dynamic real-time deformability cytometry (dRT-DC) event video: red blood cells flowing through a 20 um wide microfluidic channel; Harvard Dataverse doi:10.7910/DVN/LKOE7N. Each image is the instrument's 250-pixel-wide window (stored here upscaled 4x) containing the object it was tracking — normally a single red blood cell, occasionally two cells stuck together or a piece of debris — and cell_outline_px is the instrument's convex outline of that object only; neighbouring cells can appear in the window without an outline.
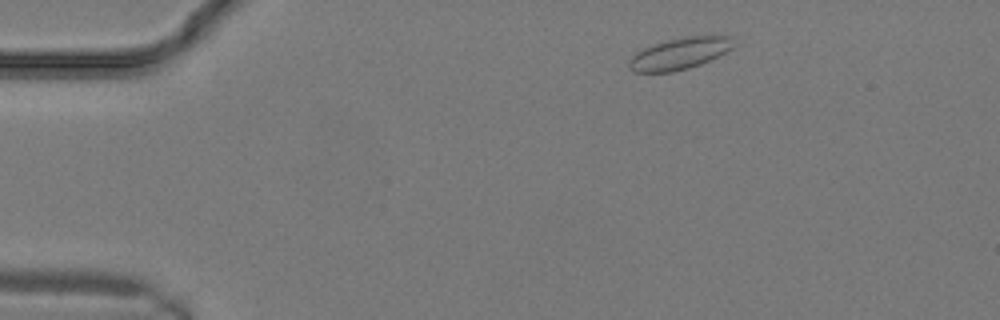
{"species": "common noctule bat (a hibernating species)", "species_latin": "Nyctalus noctula", "temperature_condition": "warm", "stored_images_in_passage": 9, "camera_frame_rate_fps": 3000, "um_per_image_px": 0.085, "animal": {"sex": "male", "body_mass_g": 19.2, "forearm_length_mm": 51.8}, "frame": {"image": 1, "passage_image": 2, "time_ms": 0.333, "image_size_px": [1000, 320], "cell_outline_px": [[736, 44], [732, 48], [700, 64], [688, 68], [672, 72], [636, 72], [628, 68], [628, 60], [636, 52], [652, 44], [668, 40], [688, 36], [732, 36]], "centroid_in_image_um": [57.74, 4.55], "position_along_channel_um": 27.3, "area_um2": 19.13}}
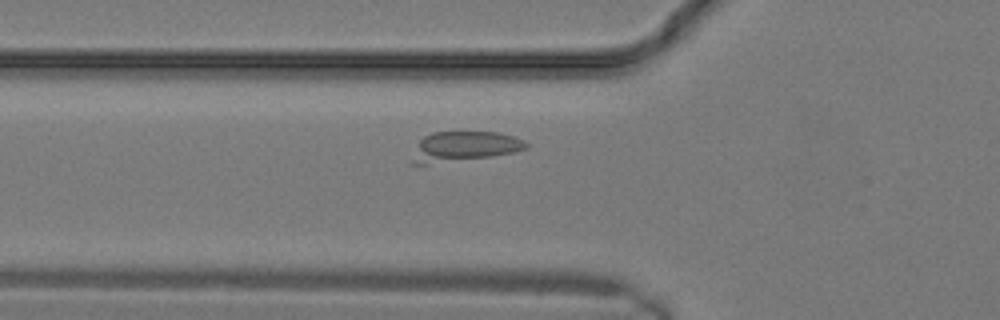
{"frame": {"image": 2, "passage_image": 7, "time_ms": 2.0, "image_size_px": [1000, 320], "cell_outline_px": [[528, 148], [512, 152], [492, 156], [428, 164], [412, 164], [412, 160], [420, 140], [424, 136], [432, 132], [496, 132], [512, 136], [524, 140], [528, 144]], "centroid_in_image_um": [39.47, 12.44], "position_along_channel_um": 86.3, "area_um2": 19.54}}
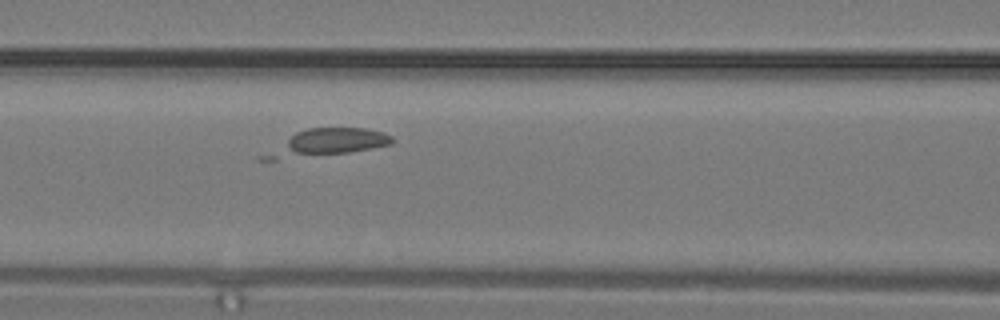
{"frame": {"image": 3, "passage_image": 9, "time_ms": 2.667, "image_size_px": [1000, 320], "cell_outline_px": [[396, 140], [392, 144], [348, 152], [276, 160], [260, 160], [256, 156], [296, 132], [308, 128], [364, 128], [384, 132], [392, 136]], "centroid_in_image_um": [27.7, 12.13], "position_along_channel_um": 138.9, "area_um2": 20.17}}